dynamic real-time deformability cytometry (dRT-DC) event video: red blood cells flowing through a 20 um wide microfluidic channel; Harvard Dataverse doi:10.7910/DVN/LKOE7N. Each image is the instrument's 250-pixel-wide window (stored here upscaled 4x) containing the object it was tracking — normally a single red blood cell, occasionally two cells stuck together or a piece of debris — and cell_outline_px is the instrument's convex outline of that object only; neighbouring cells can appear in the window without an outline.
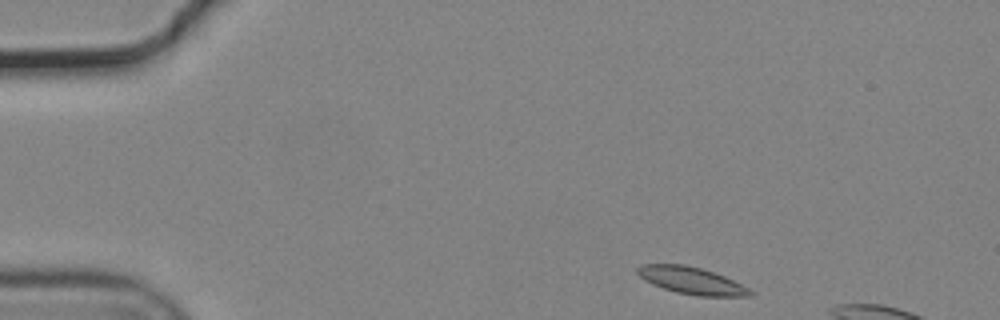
{"species": "common noctule bat (a hibernating species)", "species_latin": "Nyctalus noctula", "temperature_condition": "cold", "stored_images_in_passage": 8, "camera_frame_rate_fps": 3000, "um_per_image_px": 0.085, "animal": {"sex": "male", "body_mass_g": 19.2, "forearm_length_mm": 51.8}, "frame": {"image": 1, "passage_image": 1, "time_ms": 0.0, "image_size_px": [1000, 320], "cell_outline_px": [[752, 296], [700, 296], [676, 292], [652, 284], [644, 280], [636, 272], [636, 268], [640, 264], [684, 264], [700, 268], [724, 276], [748, 288], [752, 292]], "centroid_in_image_um": [58.73, 23.84], "position_along_channel_um": 26.3, "area_um2": 17.57}}